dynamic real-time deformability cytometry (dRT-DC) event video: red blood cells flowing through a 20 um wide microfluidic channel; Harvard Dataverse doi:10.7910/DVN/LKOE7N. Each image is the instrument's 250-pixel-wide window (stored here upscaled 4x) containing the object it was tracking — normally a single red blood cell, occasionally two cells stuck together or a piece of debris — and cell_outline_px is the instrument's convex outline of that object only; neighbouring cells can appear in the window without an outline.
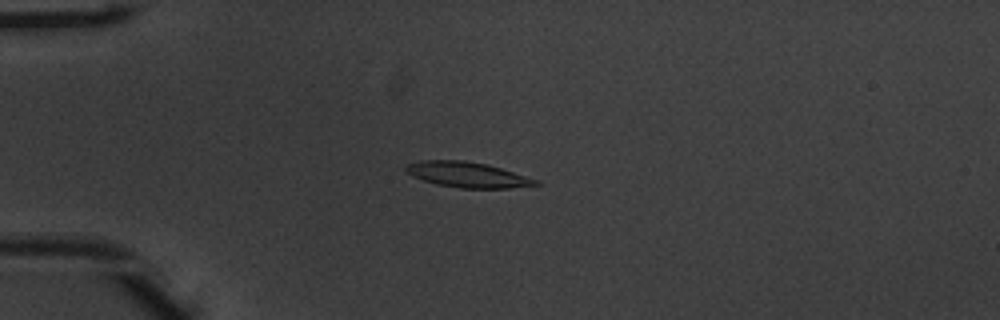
{"species": "common noctule bat (a hibernating species)", "species_latin": "Nyctalus noctula", "temperature_condition": "warm", "stored_images_in_passage": 52, "camera_frame_rate_fps": 3000, "um_per_image_px": 0.085, "animal": {"sex": "male", "body_mass_g": 20.1, "forearm_length_mm": 53.5}, "frame": {"image": 1, "passage_image": 14, "time_ms": 4.333, "image_size_px": [1000, 320], "cell_outline_px": [[540, 184], [508, 188], [460, 188], [436, 184], [412, 176], [404, 168], [408, 164], [420, 160], [464, 160], [488, 164], [540, 180]], "centroid_in_image_um": [39.75, 14.84], "position_along_channel_um": 45.3, "area_um2": 19.19}}
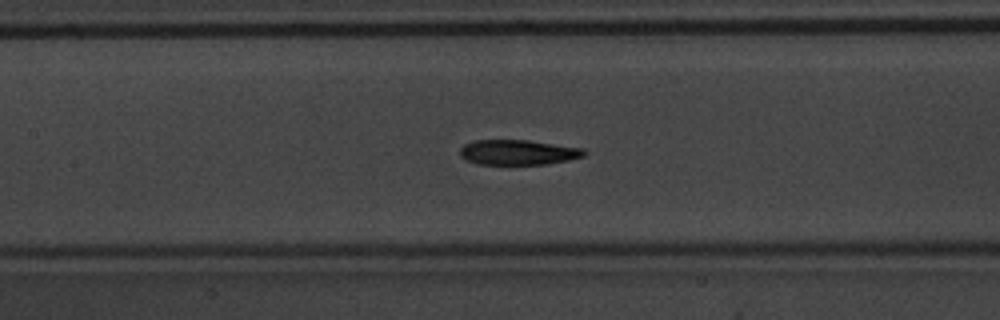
{"frame": {"image": 2, "passage_image": 25, "time_ms": 8.0, "image_size_px": [1000, 320], "cell_outline_px": [[588, 152], [584, 156], [568, 160], [544, 164], [476, 164], [460, 156], [460, 148], [464, 144], [472, 140], [528, 140], [584, 148]], "centroid_in_image_um": [44.04, 12.94], "position_along_channel_um": 163.4, "area_um2": 18.21}}
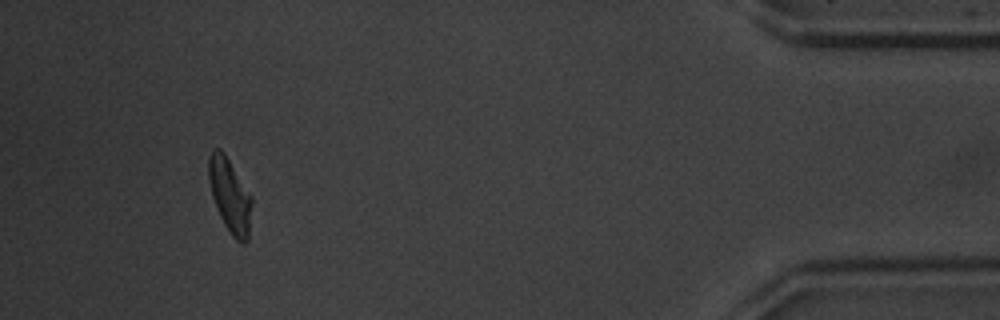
{"frame": {"image": 3, "passage_image": 49, "time_ms": 16.0, "image_size_px": [1000, 320], "cell_outline_px": [[252, 204], [248, 240], [244, 244], [240, 244], [228, 232], [216, 208], [212, 196], [208, 180], [208, 156], [212, 148], [220, 148], [224, 152], [252, 196]], "centroid_in_image_um": [19.53, 16.62], "position_along_channel_um": 415.7, "area_um2": 18.96}, "authors_computed_cell_mechanics": {"area_um2": 18.6694, "velocity_mm_per_s": 3.9044, "shape_relaxation_time_tau1_ms": 3.5582, "shape_relaxation_time_tau2_ms": 2.7525, "deformation_change_tau1": 0.1492, "deformation_change_tau2": 0.105}}